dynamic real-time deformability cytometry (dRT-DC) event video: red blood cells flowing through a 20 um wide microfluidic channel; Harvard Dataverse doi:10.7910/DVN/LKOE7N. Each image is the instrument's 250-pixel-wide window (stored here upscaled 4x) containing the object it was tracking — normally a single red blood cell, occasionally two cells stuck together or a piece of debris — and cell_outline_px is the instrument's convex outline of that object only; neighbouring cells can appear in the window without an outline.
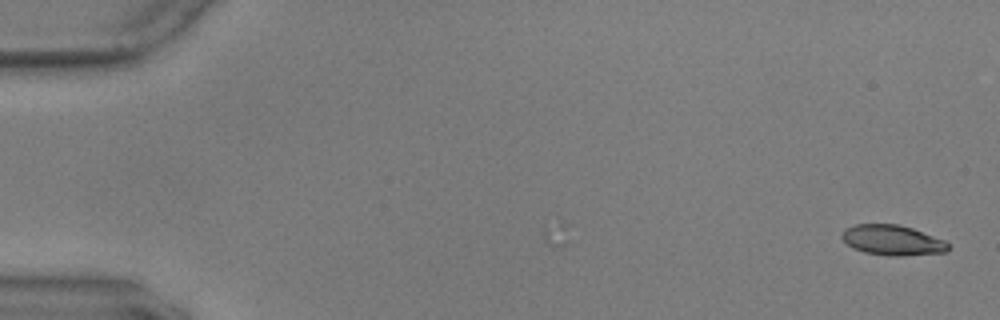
{"species": "common noctule bat (a hibernating species)", "species_latin": "Nyctalus noctula", "temperature_condition": "warm", "stored_images_in_passage": 6, "camera_frame_rate_fps": 3000, "um_per_image_px": 0.085, "animal": {"sex": "male", "body_mass_g": 17.9, "forearm_length_mm": 54.2}, "frame": {"image": 1, "passage_image": 6, "time_ms": 1.667, "image_size_px": [1000, 320], "cell_outline_px": [[948, 252], [904, 256], [888, 256], [864, 252], [852, 248], [840, 236], [840, 232], [844, 228], [856, 224], [900, 224], [912, 228], [944, 240], [948, 244]], "centroid_in_image_um": [75.82, 20.42], "position_along_channel_um": 9.2, "area_um2": 18.9}}